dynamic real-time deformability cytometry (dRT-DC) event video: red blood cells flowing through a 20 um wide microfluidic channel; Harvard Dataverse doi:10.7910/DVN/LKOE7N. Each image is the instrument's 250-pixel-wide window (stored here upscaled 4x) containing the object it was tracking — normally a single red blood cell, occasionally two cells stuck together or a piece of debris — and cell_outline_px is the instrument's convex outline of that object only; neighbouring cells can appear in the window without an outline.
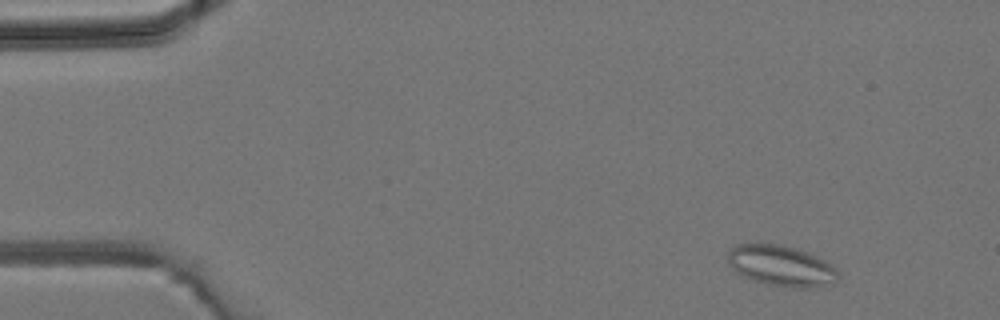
{"species": "common noctule bat (a hibernating species)", "species_latin": "Nyctalus noctula", "temperature_condition": "room temperature", "stored_images_in_passage": 5, "camera_frame_rate_fps": 3000, "um_per_image_px": 0.085, "animal": {"sex": "male", "body_mass_g": 19.2, "forearm_length_mm": 51.8}, "frame": {"image": 1, "passage_image": 1, "time_ms": 0.0, "image_size_px": [1000, 320], "cell_outline_px": [[840, 276], [832, 284], [816, 288], [792, 288], [764, 284], [740, 276], [728, 264], [728, 252], [736, 244], [784, 244], [808, 252], [832, 264], [840, 272]], "centroid_in_image_um": [66.43, 22.61], "position_along_channel_um": 18.6, "area_um2": 26.82}}